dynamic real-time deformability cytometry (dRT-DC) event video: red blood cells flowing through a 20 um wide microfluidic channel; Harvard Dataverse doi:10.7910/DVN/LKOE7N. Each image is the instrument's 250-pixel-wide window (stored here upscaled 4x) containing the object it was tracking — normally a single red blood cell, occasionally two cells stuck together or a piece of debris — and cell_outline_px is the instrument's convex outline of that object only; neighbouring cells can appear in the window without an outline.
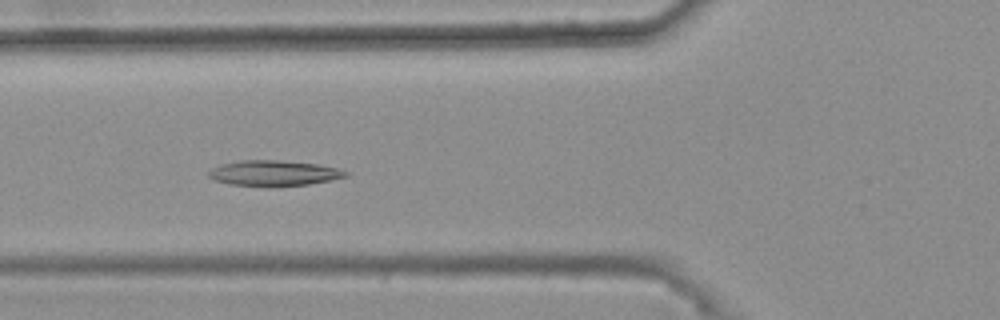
{"species": "common noctule bat (a hibernating species)", "species_latin": "Nyctalus noctula", "temperature_condition": "warm", "stored_images_in_passage": 39, "camera_frame_rate_fps": 3000, "um_per_image_px": 0.085, "animal": {"sex": "female", "body_mass_g": 25.1}, "frame": {"image": 1, "passage_image": 13, "time_ms": 4.0, "image_size_px": [1000, 320], "cell_outline_px": [[348, 176], [332, 180], [308, 184], [268, 188], [232, 184], [212, 180], [208, 176], [208, 172], [212, 168], [220, 164], [244, 160], [276, 160], [316, 164], [336, 168], [348, 172]], "centroid_in_image_um": [23.24, 14.74], "position_along_channel_um": 102.6, "area_um2": 20.58}}
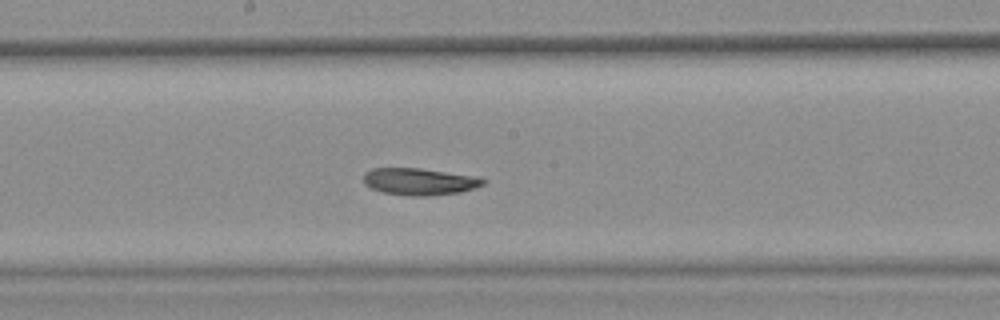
{"frame": {"image": 2, "passage_image": 22, "time_ms": 7.0, "image_size_px": [1000, 320], "cell_outline_px": [[488, 180], [484, 184], [460, 192], [428, 196], [408, 196], [380, 192], [364, 184], [364, 172], [372, 168], [420, 168], [476, 176]], "centroid_in_image_um": [35.63, 15.43], "position_along_channel_um": 212.6, "area_um2": 18.9}}
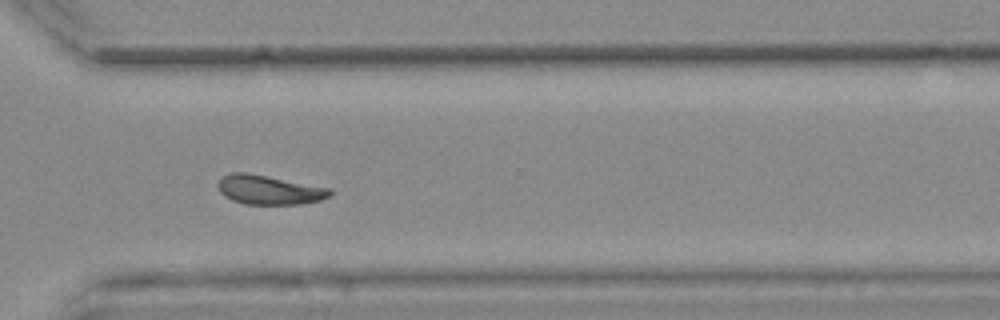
{"frame": {"image": 3, "passage_image": 33, "time_ms": 10.667, "image_size_px": [1000, 320], "cell_outline_px": [[332, 196], [320, 200], [300, 204], [244, 204], [232, 200], [224, 196], [220, 192], [216, 184], [224, 176], [232, 172], [244, 172], [332, 188]], "centroid_in_image_um": [22.89, 16.14], "position_along_channel_um": 347.7, "area_um2": 19.07}, "authors_computed_cell_mechanics": {"area_um2": 19.1318, "velocity_mm_per_s": 3.6755, "shape_relaxation_time_tau1_ms": null, "shape_relaxation_time_tau2_ms": 3.9351, "deformation_change_tau1": null, "deformation_change_tau2": 0.1032}}